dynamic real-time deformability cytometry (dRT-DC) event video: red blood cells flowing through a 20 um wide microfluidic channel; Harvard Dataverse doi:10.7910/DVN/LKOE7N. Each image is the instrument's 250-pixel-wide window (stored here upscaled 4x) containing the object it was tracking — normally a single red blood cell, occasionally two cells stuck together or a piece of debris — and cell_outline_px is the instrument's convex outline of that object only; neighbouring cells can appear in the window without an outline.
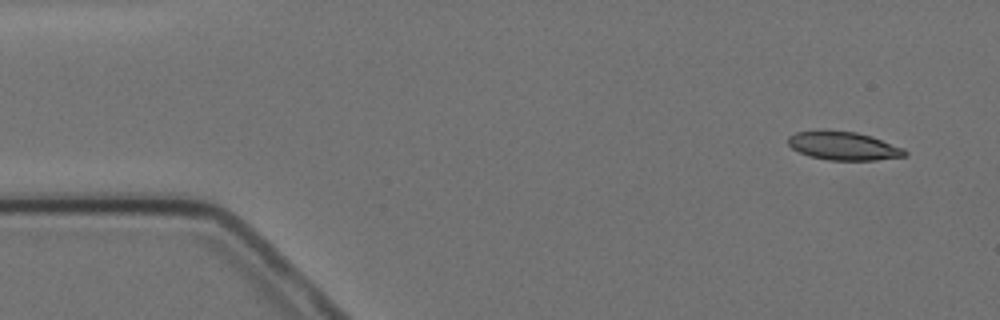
{"species": "Egyptian fruit bat (a non-hibernating species)", "species_latin": "Rousettus aegyptiacus", "temperature_condition": "cold", "stored_images_in_passage": 6, "camera_frame_rate_fps": 3000, "um_per_image_px": 0.085, "animal": {"sex": "female"}, "frame": {"image": 1, "passage_image": 1, "time_ms": 0.0, "image_size_px": [1000, 320], "cell_outline_px": [[908, 156], [876, 160], [828, 160], [808, 156], [792, 148], [788, 144], [788, 136], [796, 132], [856, 132], [872, 136], [904, 148], [908, 152]], "centroid_in_image_um": [71.76, 12.43], "position_along_channel_um": 13.2, "area_um2": 19.02}}
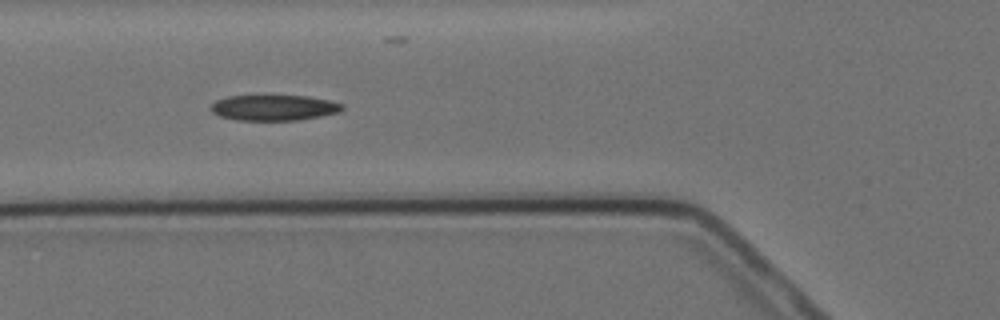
{"frame": {"image": 2, "passage_image": 5, "time_ms": 5.333, "image_size_px": [1000, 320], "cell_outline_px": [[344, 108], [340, 112], [320, 116], [296, 120], [236, 120], [220, 116], [212, 112], [212, 104], [216, 100], [228, 96], [264, 92], [308, 96], [328, 100], [344, 104]], "centroid_in_image_um": [23.27, 9.09], "position_along_channel_um": 102.5, "area_um2": 20.63}}
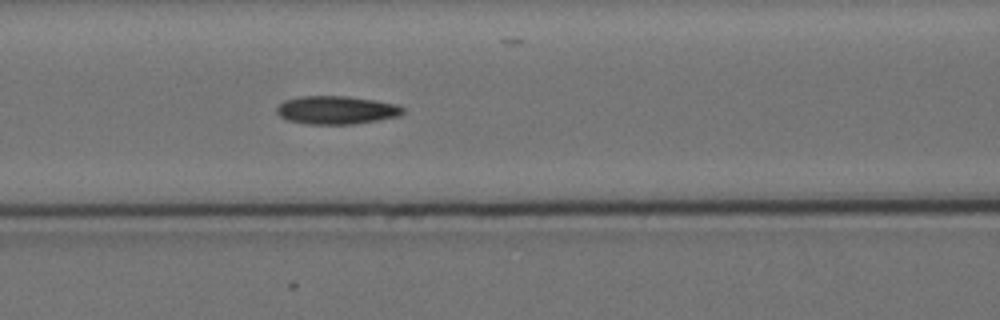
{"frame": {"image": 3, "passage_image": 6, "time_ms": 6.333, "image_size_px": [1000, 320], "cell_outline_px": [[404, 112], [400, 116], [380, 120], [356, 124], [308, 124], [288, 120], [280, 116], [276, 112], [276, 108], [284, 100], [300, 96], [348, 96], [396, 104], [404, 108]], "centroid_in_image_um": [28.6, 9.36], "position_along_channel_um": 138.0, "area_um2": 20.81}}